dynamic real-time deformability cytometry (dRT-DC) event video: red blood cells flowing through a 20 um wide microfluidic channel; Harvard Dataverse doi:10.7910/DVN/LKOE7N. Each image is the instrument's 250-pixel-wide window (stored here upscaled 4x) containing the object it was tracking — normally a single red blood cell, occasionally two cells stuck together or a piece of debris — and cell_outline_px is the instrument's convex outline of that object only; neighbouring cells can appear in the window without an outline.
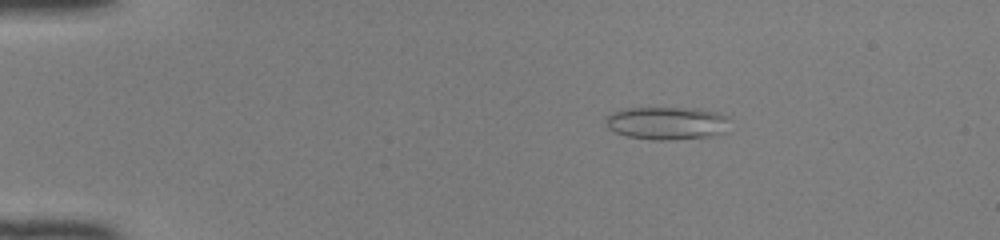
{"species": "common noctule bat (a hibernating species)", "species_latin": "Nyctalus noctula", "temperature_condition": "room temperature", "stored_images_in_passage": 45, "camera_frame_rate_fps": 3000, "um_per_image_px": 0.085, "animal": {"sex": "female", "body_mass_g": 22.0, "forearm_length_mm": 56.7}, "frame": {"image": 1, "passage_image": 5, "time_ms": 1.333, "image_size_px": [1000, 240], "cell_outline_px": [[728, 132], [712, 136], [672, 140], [656, 140], [628, 136], [616, 132], [608, 128], [604, 120], [604, 116], [620, 108], [700, 108], [716, 112], [728, 116]], "centroid_in_image_um": [56.69, 10.46], "position_along_channel_um": 28.3, "area_um2": 24.22}}
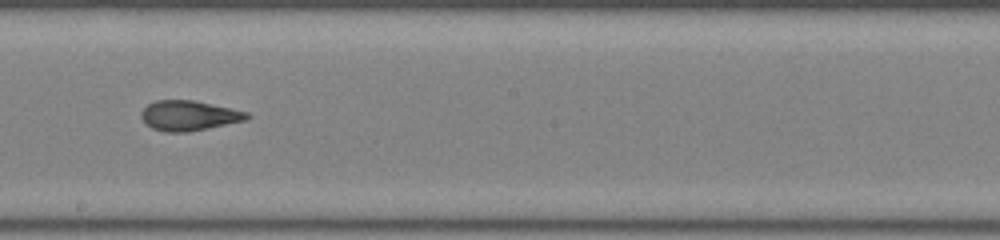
{"frame": {"image": 2, "passage_image": 25, "time_ms": 8.0, "image_size_px": [1000, 240], "cell_outline_px": [[252, 116], [244, 120], [208, 128], [188, 132], [164, 132], [152, 128], [140, 116], [140, 112], [148, 104], [156, 100], [192, 100], [248, 112]], "centroid_in_image_um": [16.03, 9.83], "position_along_channel_um": 232.2, "area_um2": 18.26}}
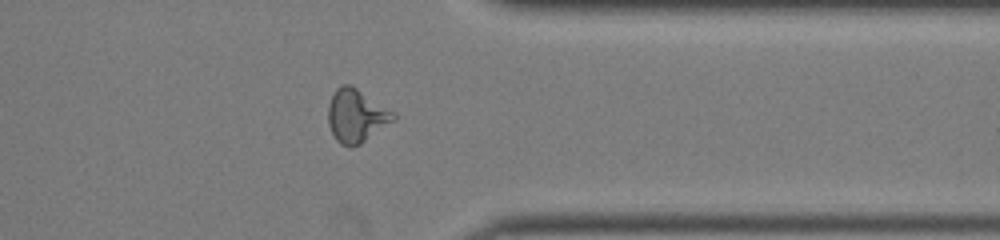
{"frame": {"image": 3, "passage_image": 36, "time_ms": 11.667, "image_size_px": [1000, 240], "cell_outline_px": [[396, 120], [360, 144], [352, 148], [348, 148], [340, 144], [336, 140], [328, 124], [328, 104], [336, 88], [344, 84], [352, 84], [396, 112]], "centroid_in_image_um": [30.31, 9.84], "position_along_channel_um": 381.1, "area_um2": 20.69}, "authors_computed_cell_mechanics": {"area_um2": 19.8254, "velocity_mm_per_s": 4.1634, "shape_relaxation_time_tau1_ms": null, "shape_relaxation_time_tau2_ms": 1.9443, "deformation_change_tau1": null, "deformation_change_tau2": 0.1014}}